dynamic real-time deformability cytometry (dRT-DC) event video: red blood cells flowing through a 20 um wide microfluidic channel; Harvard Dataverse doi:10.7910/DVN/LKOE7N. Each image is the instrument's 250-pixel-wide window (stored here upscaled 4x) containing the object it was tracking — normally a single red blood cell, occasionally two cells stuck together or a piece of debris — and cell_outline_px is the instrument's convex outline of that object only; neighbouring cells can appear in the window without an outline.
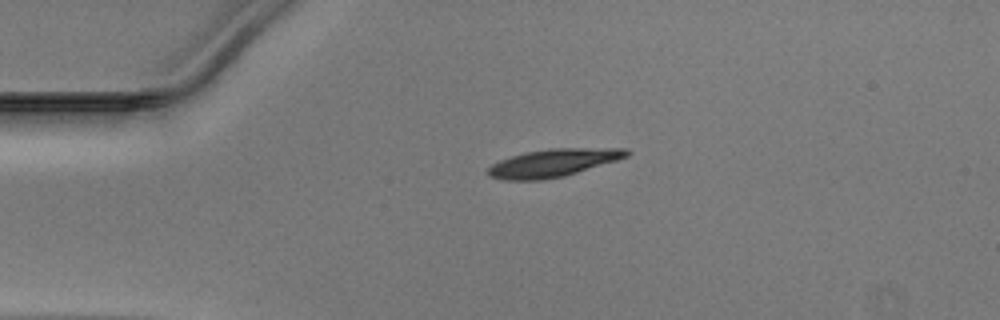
{"species": "Egyptian fruit bat (a non-hibernating species)", "species_latin": "Rousettus aegyptiacus", "temperature_condition": "warm", "stored_images_in_passage": 39, "camera_frame_rate_fps": 3000, "um_per_image_px": 0.085, "animal": {"sex": "male"}, "frame": {"image": 1, "passage_image": 1, "time_ms": 0.0, "image_size_px": [1000, 320], "cell_outline_px": [[628, 156], [616, 160], [564, 176], [544, 180], [500, 180], [488, 176], [488, 168], [492, 164], [500, 160], [512, 156], [528, 152], [548, 148], [628, 148]], "centroid_in_image_um": [46.99, 13.85], "position_along_channel_um": 38.0, "area_um2": 22.31}}
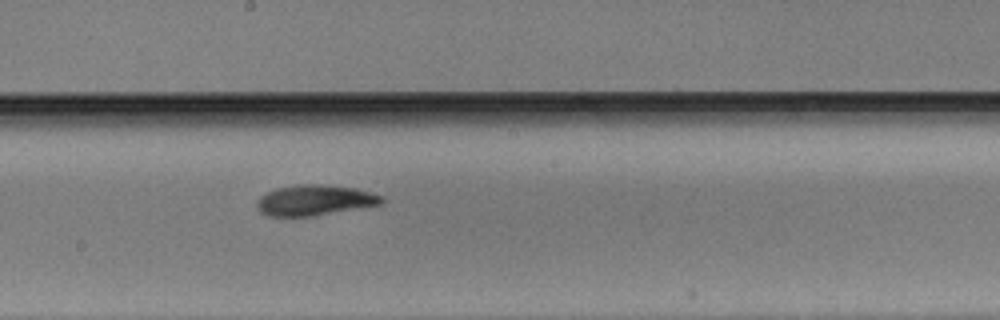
{"frame": {"image": 2, "passage_image": 17, "time_ms": 5.333, "image_size_px": [1000, 320], "cell_outline_px": [[384, 204], [312, 216], [268, 216], [260, 212], [256, 208], [256, 200], [260, 196], [276, 188], [300, 184], [316, 184], [356, 188], [384, 196]], "centroid_in_image_um": [26.75, 17.02], "position_along_channel_um": 221.5, "area_um2": 22.31}}
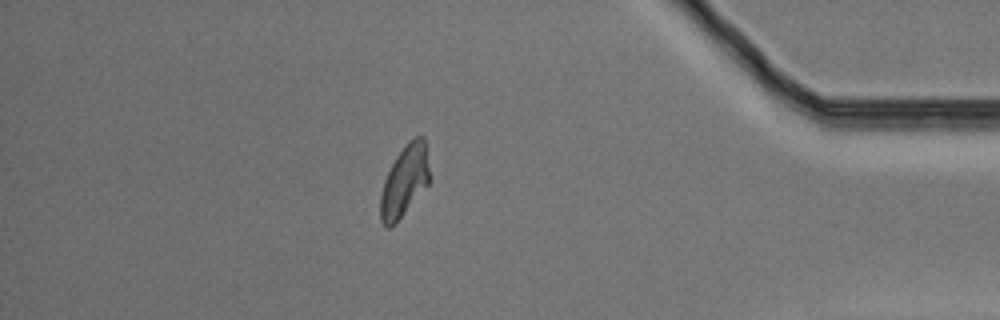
{"frame": {"image": 3, "passage_image": 33, "time_ms": 10.667, "image_size_px": [1000, 320], "cell_outline_px": [[428, 184], [396, 224], [392, 228], [388, 228], [380, 220], [380, 196], [384, 180], [396, 156], [408, 140], [416, 136], [424, 136], [428, 168]], "centroid_in_image_um": [34.35, 15.42], "position_along_channel_um": 400.8, "area_um2": 20.17}}